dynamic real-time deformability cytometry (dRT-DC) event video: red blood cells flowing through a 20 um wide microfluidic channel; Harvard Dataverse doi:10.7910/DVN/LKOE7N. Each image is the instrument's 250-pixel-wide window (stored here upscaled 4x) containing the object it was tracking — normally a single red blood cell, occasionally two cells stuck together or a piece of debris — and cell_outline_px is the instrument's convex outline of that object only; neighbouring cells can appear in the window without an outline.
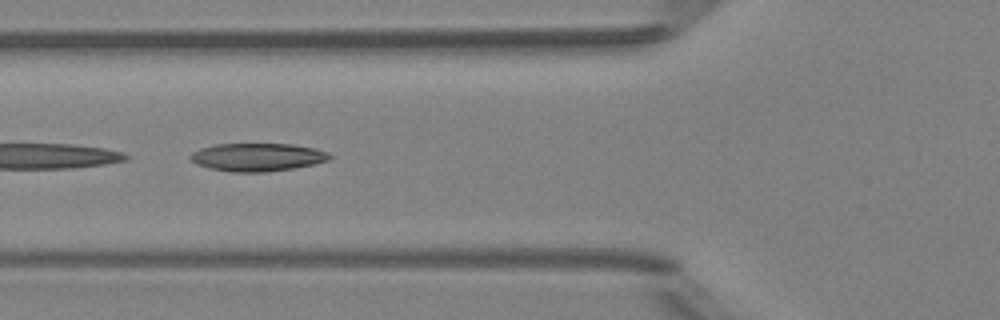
{"species": "Egyptian fruit bat (a non-hibernating species)", "species_latin": "Rousettus aegyptiacus", "temperature_condition": "room temperature", "stored_images_in_passage": 8, "camera_frame_rate_fps": 3000, "um_per_image_px": 0.085, "animal": {"sex": "female"}, "frame": {"image": 1, "passage_image": 6, "time_ms": 5.667, "image_size_px": [1000, 320], "cell_outline_px": [[332, 156], [328, 160], [316, 164], [292, 168], [264, 172], [232, 172], [208, 168], [196, 164], [188, 156], [192, 152], [200, 148], [216, 144], [292, 144], [316, 148], [328, 152]], "centroid_in_image_um": [21.88, 13.35], "position_along_channel_um": 103.9, "area_um2": 22.83}}
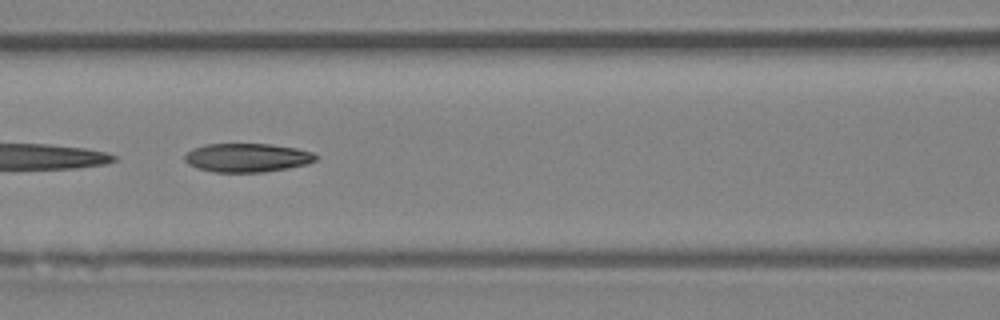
{"frame": {"image": 2, "passage_image": 7, "time_ms": 6.667, "image_size_px": [1000, 320], "cell_outline_px": [[320, 156], [316, 160], [304, 164], [288, 168], [264, 172], [212, 172], [196, 168], [188, 164], [184, 160], [184, 156], [192, 148], [204, 144], [272, 144], [296, 148], [312, 152]], "centroid_in_image_um": [20.98, 13.4], "position_along_channel_um": 145.6, "area_um2": 22.08}}
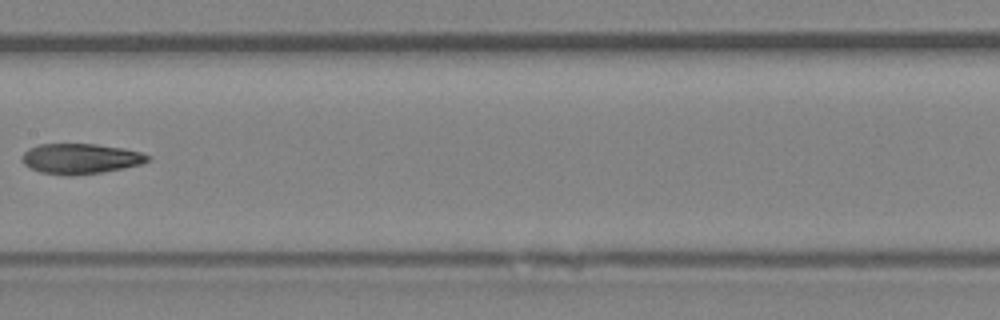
{"frame": {"image": 3, "passage_image": 8, "time_ms": 8.0, "image_size_px": [1000, 320], "cell_outline_px": [[152, 156], [148, 160], [140, 164], [124, 168], [100, 172], [64, 176], [40, 172], [24, 164], [20, 160], [24, 152], [28, 148], [40, 144], [96, 144], [124, 148], [140, 152]], "centroid_in_image_um": [6.82, 13.48], "position_along_channel_um": 200.6, "area_um2": 22.14}}